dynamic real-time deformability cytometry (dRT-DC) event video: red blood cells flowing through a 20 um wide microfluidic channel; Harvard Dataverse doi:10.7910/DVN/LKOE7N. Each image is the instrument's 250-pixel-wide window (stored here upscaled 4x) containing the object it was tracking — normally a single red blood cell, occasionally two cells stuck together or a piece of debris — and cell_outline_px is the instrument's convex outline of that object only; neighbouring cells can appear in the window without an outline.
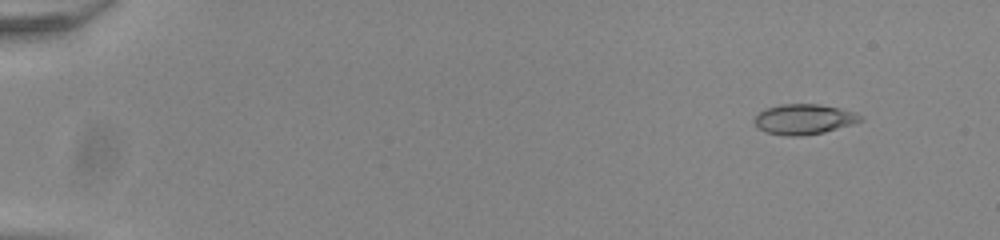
{"species": "common noctule bat (a hibernating species)", "species_latin": "Nyctalus noctula", "temperature_condition": "room temperature", "stored_images_in_passage": 55, "camera_frame_rate_fps": 3000, "um_per_image_px": 0.085, "animal": {"sex": "male", "body_mass_g": 20.0, "forearm_length_mm": 53.3}, "frame": {"image": 1, "passage_image": 6, "time_ms": 1.667, "image_size_px": [1000, 240], "cell_outline_px": [[864, 120], [852, 124], [824, 132], [800, 136], [788, 136], [768, 132], [760, 128], [752, 120], [764, 108], [780, 104], [820, 104], [856, 112]], "centroid_in_image_um": [68.34, 10.12], "position_along_channel_um": 16.7, "area_um2": 18.55}}
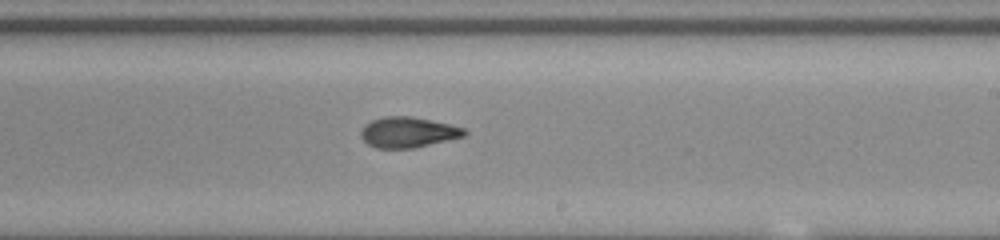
{"frame": {"image": 2, "passage_image": 35, "time_ms": 11.333, "image_size_px": [1000, 240], "cell_outline_px": [[468, 132], [464, 136], [412, 148], [376, 148], [368, 144], [360, 136], [360, 132], [364, 124], [372, 120], [384, 116], [412, 116], [448, 124], [464, 128]], "centroid_in_image_um": [34.64, 11.23], "position_along_channel_um": 254.4, "area_um2": 18.26}}
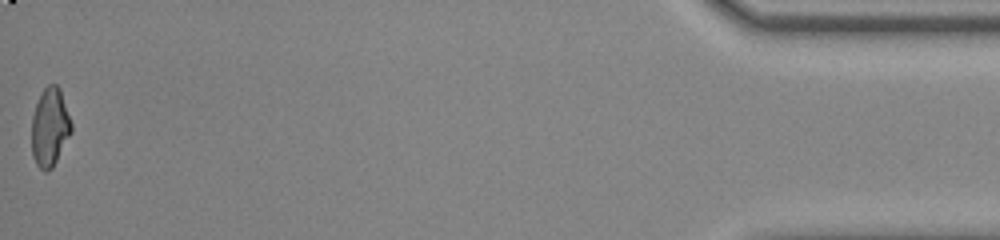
{"frame": {"image": 3, "passage_image": 55, "time_ms": 18.0, "image_size_px": [1000, 240], "cell_outline_px": [[72, 132], [52, 168], [48, 172], [44, 172], [36, 164], [32, 156], [32, 116], [36, 104], [44, 88], [48, 84], [56, 84], [60, 88], [72, 124]], "centroid_in_image_um": [4.24, 10.83], "position_along_channel_um": 431.0, "area_um2": 18.15}, "authors_computed_cell_mechanics": {"area_um2": 18.3804, "velocity_mm_per_s": 3.9041, "shape_relaxation_time_tau1_ms": null, "shape_relaxation_time_tau2_ms": 2.2691, "deformation_change_tau1": null, "deformation_change_tau2": 0.0779}}